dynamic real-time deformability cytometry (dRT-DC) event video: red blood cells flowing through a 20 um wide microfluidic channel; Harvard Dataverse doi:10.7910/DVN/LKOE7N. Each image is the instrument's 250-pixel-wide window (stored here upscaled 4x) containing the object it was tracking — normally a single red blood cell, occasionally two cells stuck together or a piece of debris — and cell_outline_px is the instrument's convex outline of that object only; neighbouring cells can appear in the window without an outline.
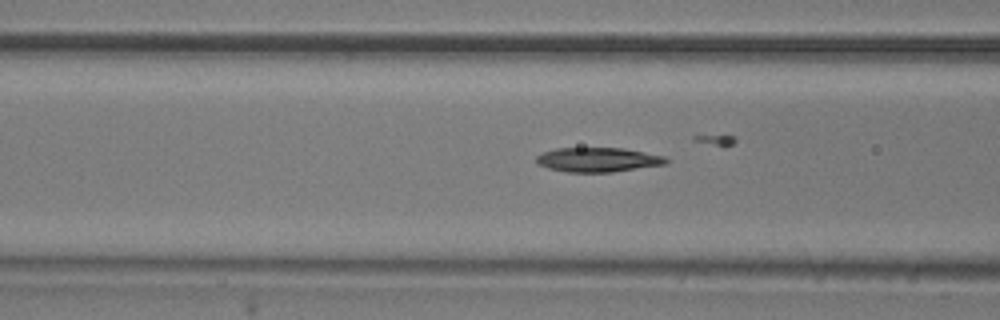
{"species": "common noctule bat (a hibernating species)", "species_latin": "Nyctalus noctula", "temperature_condition": "room temperature", "stored_images_in_passage": 49, "camera_frame_rate_fps": 3000, "um_per_image_px": 0.085, "animal": {"sex": "male", "body_mass_g": 20.5, "forearm_length_mm": 52.5}, "frame": {"image": 1, "passage_image": 22, "time_ms": 7.0, "image_size_px": [1000, 320], "cell_outline_px": [[668, 164], [612, 172], [568, 172], [548, 168], [536, 164], [536, 156], [540, 152], [556, 148], [624, 148], [664, 156], [668, 160]], "centroid_in_image_um": [50.8, 13.57], "position_along_channel_um": 115.8, "area_um2": 18.61}}
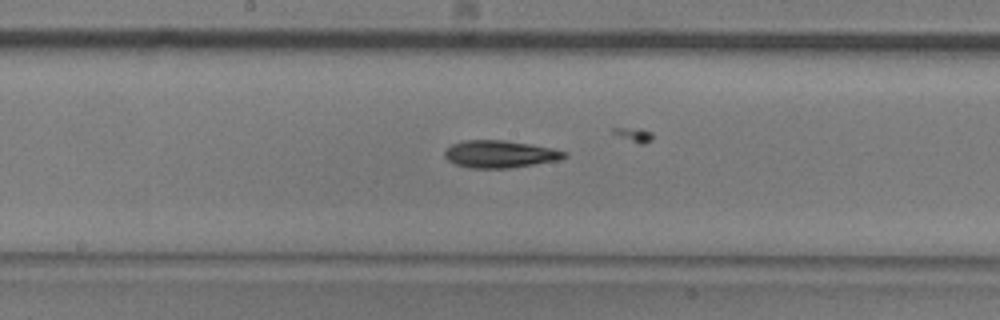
{"frame": {"image": 2, "passage_image": 29, "time_ms": 9.333, "image_size_px": [1000, 320], "cell_outline_px": [[568, 156], [560, 160], [508, 168], [468, 168], [456, 164], [448, 160], [444, 156], [444, 152], [452, 144], [464, 140], [504, 140], [552, 148], [568, 152]], "centroid_in_image_um": [42.5, 13.1], "position_along_channel_um": 205.7, "area_um2": 19.02}}
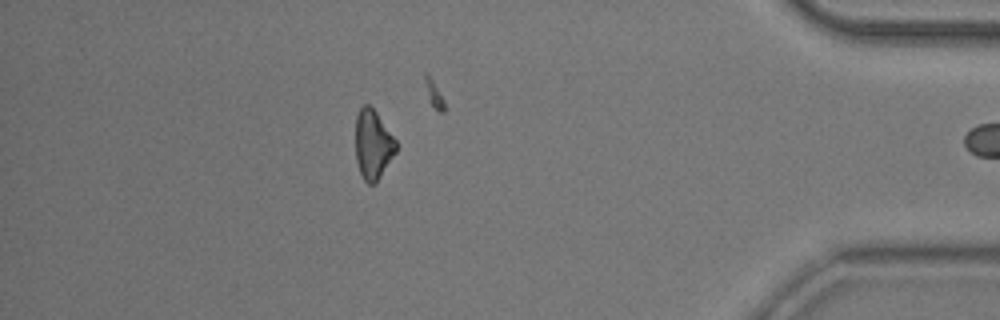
{"frame": {"image": 3, "passage_image": 48, "time_ms": 15.667, "image_size_px": [1000, 320], "cell_outline_px": [[396, 152], [376, 184], [368, 184], [364, 180], [360, 172], [356, 160], [356, 116], [360, 108], [364, 104], [368, 104], [376, 112], [396, 140]], "centroid_in_image_um": [31.7, 12.3], "position_along_channel_um": 403.5, "area_um2": 16.3}}